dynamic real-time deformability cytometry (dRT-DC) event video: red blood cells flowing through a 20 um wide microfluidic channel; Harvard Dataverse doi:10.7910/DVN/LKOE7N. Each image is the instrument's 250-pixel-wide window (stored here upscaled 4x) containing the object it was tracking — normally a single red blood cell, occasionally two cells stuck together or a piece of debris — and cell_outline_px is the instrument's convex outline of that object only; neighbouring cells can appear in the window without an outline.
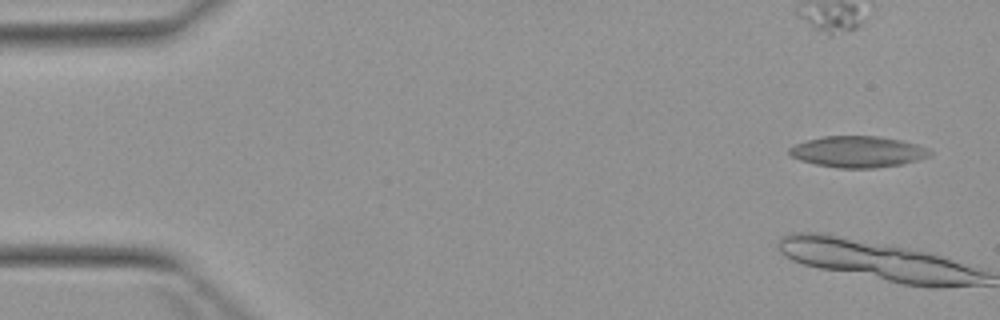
{"species": "Egyptian fruit bat (a non-hibernating species)", "species_latin": "Rousettus aegyptiacus", "temperature_condition": "warm", "stored_images_in_passage": 5, "camera_frame_rate_fps": 3000, "um_per_image_px": 0.085, "animal": {"sex": "female"}, "frame": {"image": 1, "passage_image": 1, "time_ms": 0.0, "image_size_px": [1000, 320], "cell_outline_px": [[932, 152], [928, 156], [916, 160], [900, 164], [876, 168], [840, 168], [816, 164], [800, 160], [792, 156], [788, 152], [788, 148], [796, 144], [808, 140], [824, 136], [876, 136], [900, 140], [916, 144]], "centroid_in_image_um": [72.87, 12.9], "position_along_channel_um": 12.1, "area_um2": 25.2}}
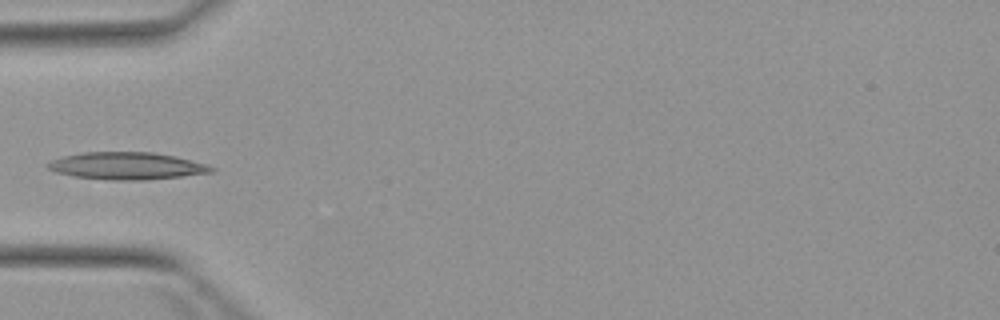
{"frame": {"image": 2, "passage_image": 5, "time_ms": 5.667, "image_size_px": [1000, 320], "cell_outline_px": [[216, 172], [148, 180], [108, 180], [76, 176], [56, 172], [48, 168], [44, 164], [52, 160], [64, 156], [84, 152], [152, 152], [176, 156], [208, 164], [216, 168]], "centroid_in_image_um": [10.84, 14.1], "position_along_channel_um": 74.2, "area_um2": 26.13}}